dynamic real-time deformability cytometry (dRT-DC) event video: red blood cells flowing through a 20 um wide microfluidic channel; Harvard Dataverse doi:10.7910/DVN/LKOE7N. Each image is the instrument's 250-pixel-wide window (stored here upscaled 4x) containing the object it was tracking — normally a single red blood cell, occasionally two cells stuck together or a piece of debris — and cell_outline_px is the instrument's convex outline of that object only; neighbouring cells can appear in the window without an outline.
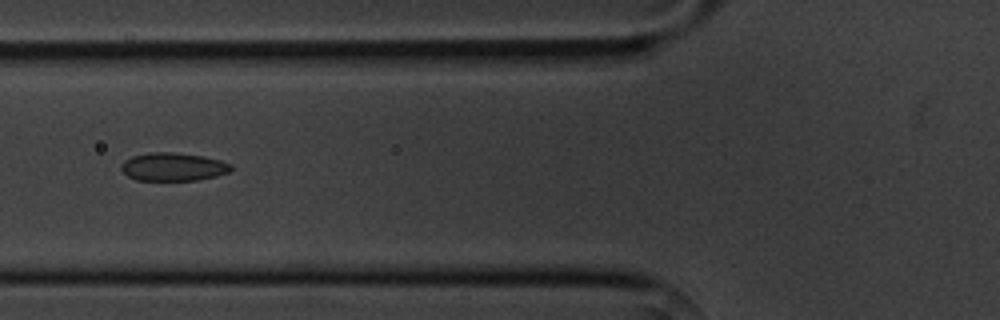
{"species": "common noctule bat (a hibernating species)", "species_latin": "Nyctalus noctula", "temperature_condition": "cold", "stored_images_in_passage": 6, "camera_frame_rate_fps": 3000, "um_per_image_px": 0.085, "animal": {"sex": "male", "body_mass_g": 20.1, "forearm_length_mm": 53.5}, "frame": {"image": 1, "passage_image": 2, "time_ms": 1.333, "image_size_px": [1000, 320], "cell_outline_px": [[232, 168], [228, 172], [216, 176], [196, 180], [136, 180], [128, 176], [120, 168], [124, 160], [132, 156], [148, 152], [172, 152], [204, 156], [220, 160], [232, 164]], "centroid_in_image_um": [14.71, 14.17], "position_along_channel_um": 111.1, "area_um2": 18.03}}
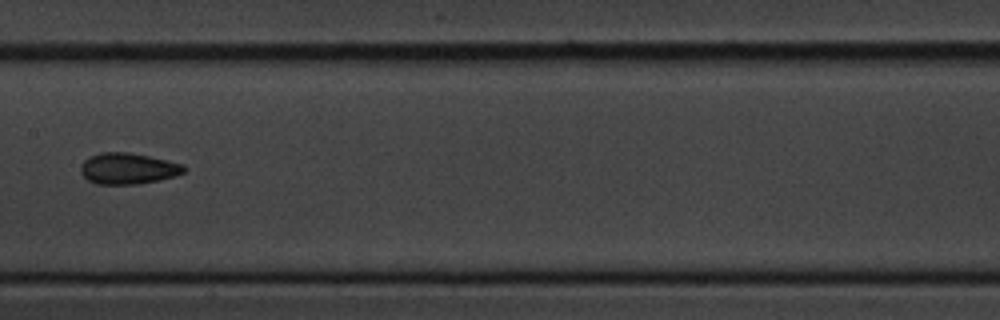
{"frame": {"image": 2, "passage_image": 4, "time_ms": 3.667, "image_size_px": [1000, 320], "cell_outline_px": [[184, 172], [176, 176], [136, 184], [96, 184], [88, 180], [80, 172], [80, 164], [84, 160], [100, 152], [128, 152], [148, 156], [180, 164], [184, 168]], "centroid_in_image_um": [10.81, 14.33], "position_along_channel_um": 196.6, "area_um2": 18.44}}
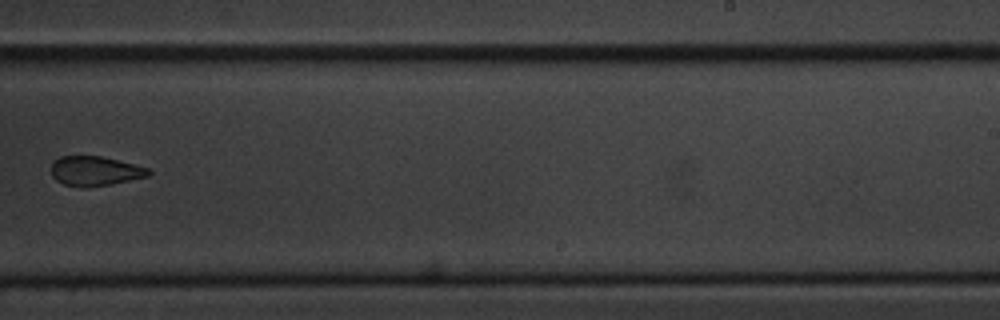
{"frame": {"image": 3, "passage_image": 6, "time_ms": 6.0, "image_size_px": [1000, 320], "cell_outline_px": [[152, 172], [148, 176], [88, 188], [80, 188], [64, 184], [56, 180], [52, 176], [52, 164], [60, 156], [100, 156], [148, 168]], "centroid_in_image_um": [8.04, 14.55], "position_along_channel_um": 281.0, "area_um2": 16.53}}